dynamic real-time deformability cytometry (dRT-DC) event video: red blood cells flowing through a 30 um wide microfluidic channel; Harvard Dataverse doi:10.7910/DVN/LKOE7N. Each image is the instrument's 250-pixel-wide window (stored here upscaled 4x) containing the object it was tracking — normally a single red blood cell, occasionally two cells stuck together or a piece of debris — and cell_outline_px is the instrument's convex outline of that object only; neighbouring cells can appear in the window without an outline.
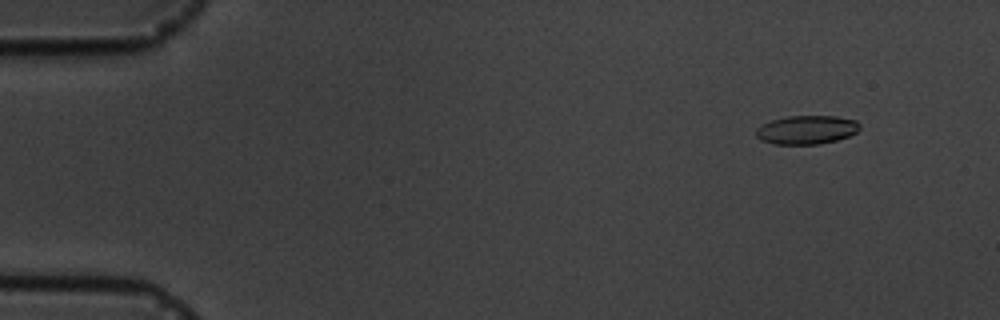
{"species": "common noctule bat (a hibernating species)", "species_latin": "Nyctalus noctula", "temperature_condition": "cold", "stored_images_in_passage": 6, "camera_frame_rate_fps": 3000, "um_per_image_px": 0.085, "animal": {"sex": "male", "body_mass_g": 19.5, "forearm_length_mm": 54.6}, "frame": {"image": 1, "passage_image": 2, "time_ms": 1.0, "image_size_px": [1000, 320], "cell_outline_px": [[860, 128], [856, 132], [848, 136], [836, 140], [820, 144], [776, 144], [760, 140], [756, 136], [756, 128], [760, 124], [784, 116], [836, 116], [856, 120], [860, 124]], "centroid_in_image_um": [68.54, 11.02], "position_along_channel_um": 16.5, "area_um2": 17.46}}